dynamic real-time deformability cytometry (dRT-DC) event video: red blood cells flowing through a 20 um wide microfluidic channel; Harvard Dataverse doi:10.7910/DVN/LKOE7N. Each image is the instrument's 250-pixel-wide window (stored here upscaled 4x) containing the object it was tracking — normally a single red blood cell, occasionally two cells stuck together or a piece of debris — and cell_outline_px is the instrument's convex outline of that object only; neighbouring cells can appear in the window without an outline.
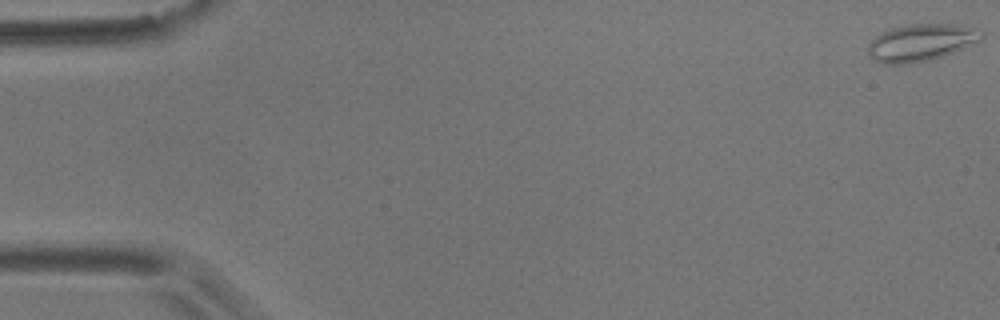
{"species": "common noctule bat (a hibernating species)", "species_latin": "Nyctalus noctula", "temperature_condition": "room temperature", "stored_images_in_passage": 22, "camera_frame_rate_fps": 3000, "um_per_image_px": 0.085, "animal": {"sex": "male", "body_mass_g": 17.9}, "frame": {"image": 1, "passage_image": 1, "time_ms": 0.0, "image_size_px": [1000, 320], "cell_outline_px": [[984, 36], [980, 40], [964, 48], [932, 60], [908, 64], [880, 64], [872, 60], [868, 52], [868, 44], [880, 32], [888, 28], [908, 24], [956, 24], [980, 28], [984, 32]], "centroid_in_image_um": [78.28, 3.61], "position_along_channel_um": 6.7, "area_um2": 25.09}}